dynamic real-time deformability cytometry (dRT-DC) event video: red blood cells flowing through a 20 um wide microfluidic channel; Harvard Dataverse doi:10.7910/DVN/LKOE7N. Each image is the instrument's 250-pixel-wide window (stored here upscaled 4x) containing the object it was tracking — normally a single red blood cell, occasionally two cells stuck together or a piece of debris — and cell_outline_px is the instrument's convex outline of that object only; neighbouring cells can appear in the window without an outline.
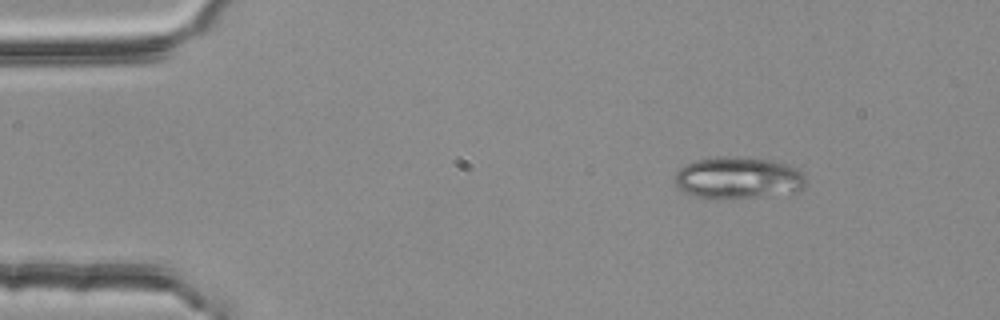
{"species": "common noctule bat (a hibernating species)", "species_latin": "Nyctalus noctula", "temperature_condition": "room temperature", "stored_images_in_passage": 48, "camera_frame_rate_fps": 3000, "um_per_image_px": 0.085, "animal": {"sex": "female", "body_mass_g": 25.1}, "frame": {"image": 1, "passage_image": 1, "time_ms": 0.0, "image_size_px": [1000, 320], "cell_outline_px": [[804, 188], [796, 192], [732, 200], [692, 196], [676, 188], [676, 172], [684, 164], [696, 160], [716, 156], [732, 156], [772, 160], [788, 164], [796, 168], [804, 176]], "centroid_in_image_um": [62.71, 15.13], "position_along_channel_um": 22.3, "area_um2": 32.48}}
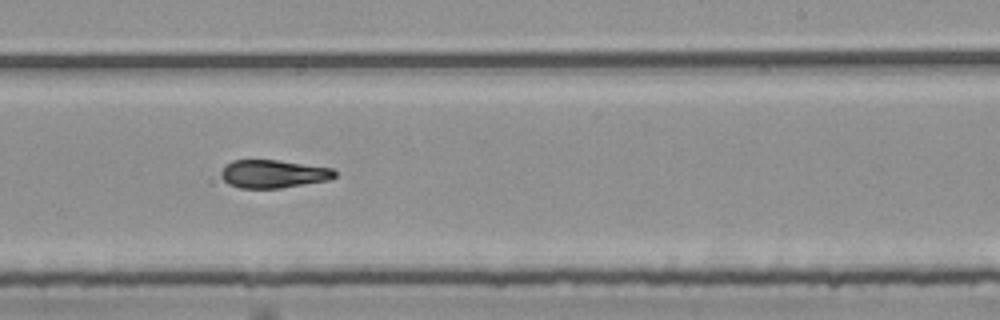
{"frame": {"image": 2, "passage_image": 27, "time_ms": 8.667, "image_size_px": [1000, 320], "cell_outline_px": [[336, 176], [328, 180], [280, 188], [240, 188], [228, 184], [220, 176], [220, 172], [224, 164], [232, 160], [276, 160], [332, 168], [336, 172]], "centroid_in_image_um": [23.17, 14.78], "position_along_channel_um": 265.8, "area_um2": 18.61}}
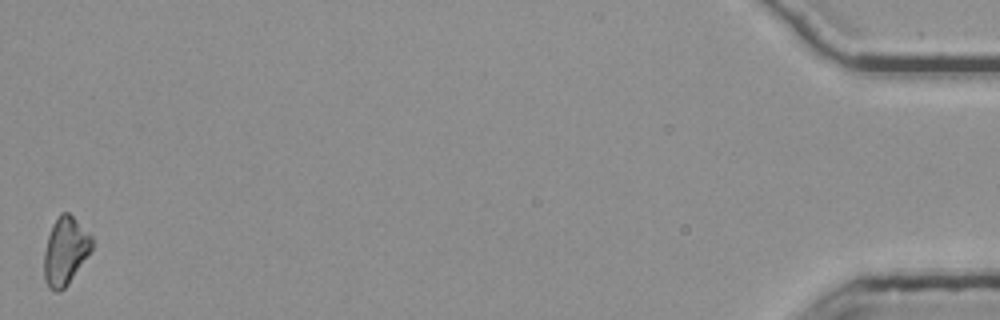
{"frame": {"image": 3, "passage_image": 48, "time_ms": 15.667, "image_size_px": [1000, 320], "cell_outline_px": [[92, 248], [68, 284], [64, 288], [56, 292], [48, 288], [44, 280], [44, 252], [48, 236], [52, 224], [60, 212], [68, 212], [92, 236]], "centroid_in_image_um": [5.52, 21.33], "position_along_channel_um": 429.7, "area_um2": 18.73}, "authors_computed_cell_mechanics": {"area_um2": 19.3052, "velocity_mm_per_s": 3.7485, "shape_relaxation_time_tau1_ms": 7.1546, "shape_relaxation_time_tau2_ms": 2.4887, "deformation_change_tau1": 0.2003, "deformation_change_tau2": 0.0862}}